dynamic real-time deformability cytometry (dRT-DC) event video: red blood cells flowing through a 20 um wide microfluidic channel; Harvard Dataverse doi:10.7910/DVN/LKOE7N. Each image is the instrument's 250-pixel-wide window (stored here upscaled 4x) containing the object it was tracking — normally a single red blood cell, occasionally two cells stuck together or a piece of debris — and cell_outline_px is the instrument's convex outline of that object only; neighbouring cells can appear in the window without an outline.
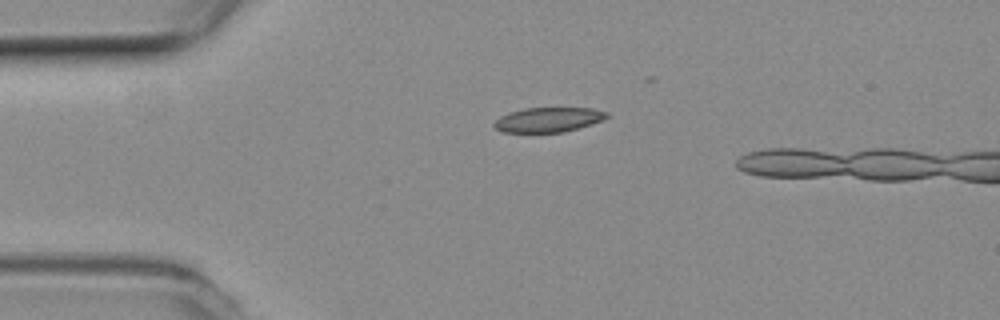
{"species": "common noctule bat (a hibernating species)", "species_latin": "Nyctalus noctula", "temperature_condition": "room temperature", "stored_images_in_passage": 11, "camera_frame_rate_fps": 3000, "um_per_image_px": 0.085, "animal": {"sex": "female", "body_mass_g": 19.3, "forearm_length_mm": 54.1}, "frame": {"image": 1, "passage_image": 1, "time_ms": 0.0, "image_size_px": [1000, 320], "cell_outline_px": [[608, 116], [604, 120], [592, 124], [564, 132], [504, 132], [496, 128], [492, 124], [500, 116], [524, 108], [592, 108], [608, 112]], "centroid_in_image_um": [46.64, 10.17], "position_along_channel_um": 38.4, "area_um2": 16.13}}
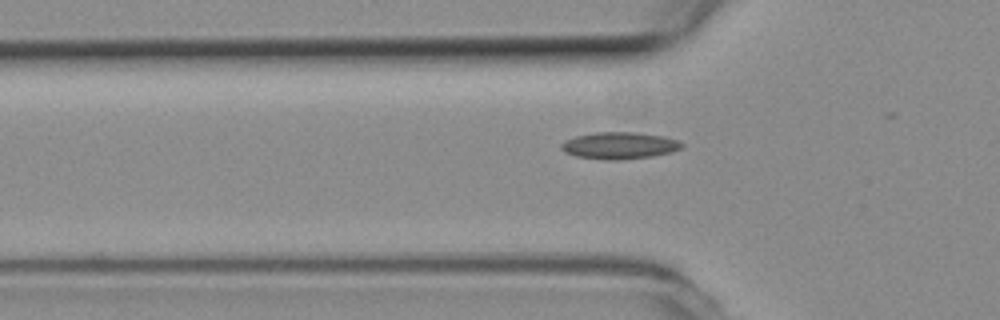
{"frame": {"image": 2, "passage_image": 6, "time_ms": 1.667, "image_size_px": [1000, 320], "cell_outline_px": [[684, 144], [680, 148], [672, 152], [652, 156], [616, 160], [608, 160], [576, 156], [564, 152], [560, 148], [560, 144], [564, 140], [576, 136], [596, 132], [636, 132], [664, 136], [676, 140]], "centroid_in_image_um": [52.62, 12.36], "position_along_channel_um": 73.2, "area_um2": 18.84}}
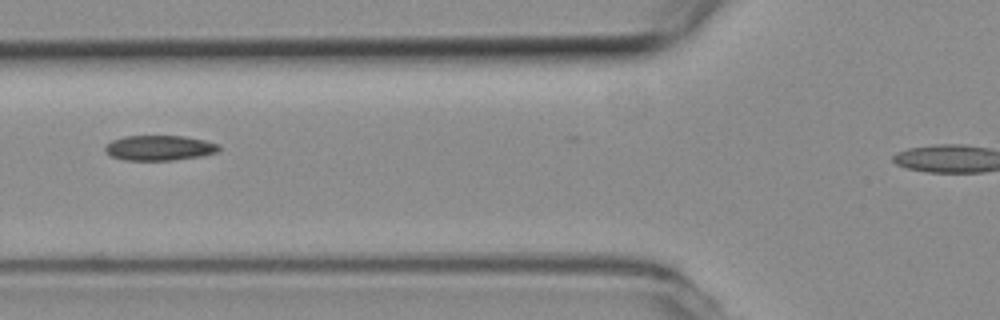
{"frame": {"image": 3, "passage_image": 9, "time_ms": 2.667, "image_size_px": [1000, 320], "cell_outline_px": [[220, 148], [216, 152], [204, 156], [172, 160], [124, 160], [112, 156], [104, 148], [112, 140], [124, 136], [184, 136], [204, 140], [220, 144]], "centroid_in_image_um": [13.59, 12.57], "position_along_channel_um": 112.2, "area_um2": 16.59}}